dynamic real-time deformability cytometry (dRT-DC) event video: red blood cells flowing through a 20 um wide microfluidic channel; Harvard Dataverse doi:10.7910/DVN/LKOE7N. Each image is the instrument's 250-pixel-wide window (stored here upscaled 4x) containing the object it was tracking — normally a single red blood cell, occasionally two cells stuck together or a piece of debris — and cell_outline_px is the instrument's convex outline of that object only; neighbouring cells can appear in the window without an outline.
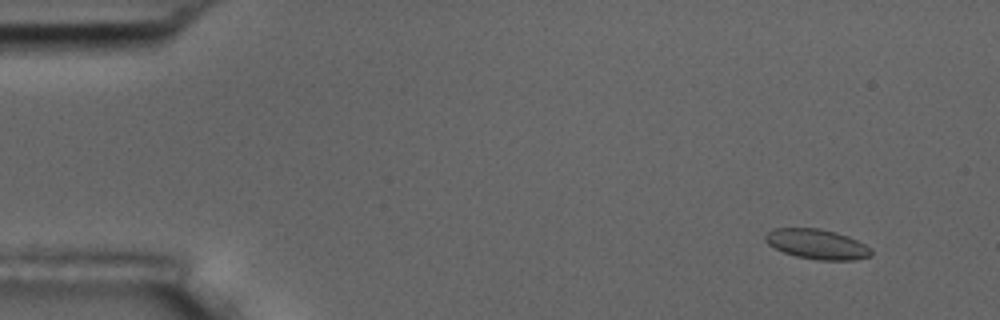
{"species": "common noctule bat (a hibernating species)", "species_latin": "Nyctalus noctula", "temperature_condition": "room temperature", "stored_images_in_passage": 56, "camera_frame_rate_fps": 3000, "um_per_image_px": 0.085, "animal": {"sex": "male", "body_mass_g": 17.5, "forearm_length_mm": 52.3}, "frame": {"image": 1, "passage_image": 5, "time_ms": 1.333, "image_size_px": [1000, 320], "cell_outline_px": [[872, 256], [856, 260], [816, 260], [796, 256], [784, 252], [768, 244], [764, 240], [764, 236], [772, 228], [820, 228], [836, 232], [848, 236], [872, 248]], "centroid_in_image_um": [69.46, 20.75], "position_along_channel_um": 15.5, "area_um2": 18.61}}
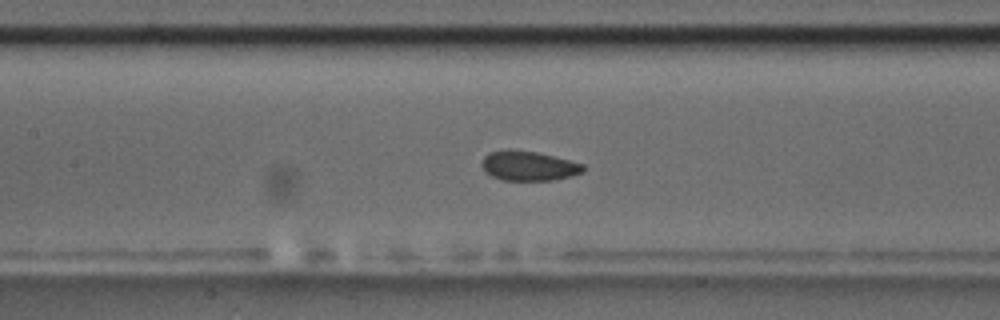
{"frame": {"image": 2, "passage_image": 26, "time_ms": 8.333, "image_size_px": [1000, 320], "cell_outline_px": [[584, 172], [572, 176], [556, 180], [500, 180], [484, 172], [480, 164], [484, 156], [488, 152], [508, 148], [512, 148], [536, 152], [584, 164]], "centroid_in_image_um": [44.88, 14.09], "position_along_channel_um": 162.5, "area_um2": 17.86}}
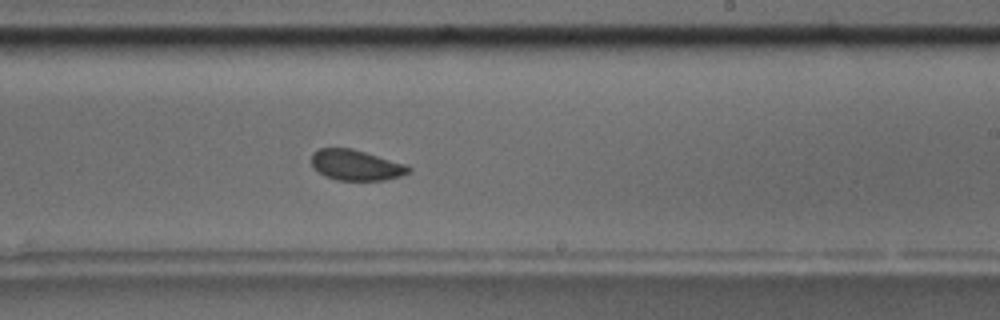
{"frame": {"image": 3, "passage_image": 34, "time_ms": 11.0, "image_size_px": [1000, 320], "cell_outline_px": [[412, 168], [408, 172], [400, 176], [384, 180], [336, 180], [324, 176], [312, 164], [312, 152], [320, 148], [352, 148], [408, 164]], "centroid_in_image_um": [30.28, 14.02], "position_along_channel_um": 258.7, "area_um2": 17.34}, "authors_computed_cell_mechanics": {"area_um2": 18.1203, "velocity_mm_per_s": 3.6347, "shape_relaxation_time_tau1_ms": 3.0653, "shape_relaxation_time_tau2_ms": 1.4192, "deformation_change_tau1": 0.0527, "deformation_change_tau2": 0.0476}}